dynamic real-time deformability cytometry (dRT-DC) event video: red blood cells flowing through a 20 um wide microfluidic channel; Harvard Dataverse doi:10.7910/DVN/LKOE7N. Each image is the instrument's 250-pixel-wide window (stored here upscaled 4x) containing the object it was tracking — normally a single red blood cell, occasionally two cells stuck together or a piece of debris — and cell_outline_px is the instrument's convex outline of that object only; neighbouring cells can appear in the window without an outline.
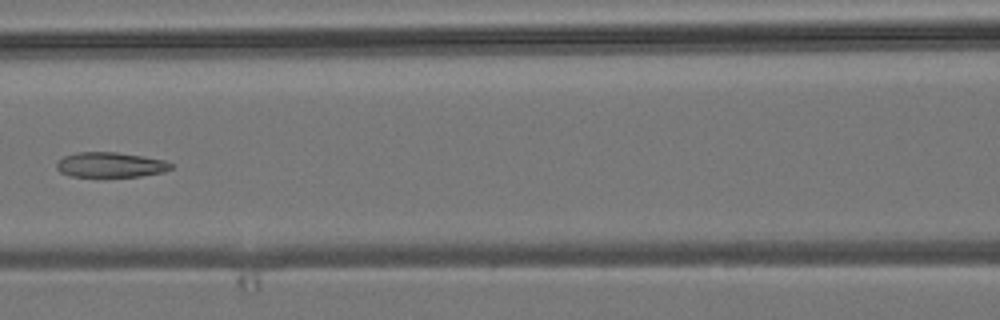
{"species": "common noctule bat (a hibernating species)", "species_latin": "Nyctalus noctula", "temperature_condition": "room temperature", "stored_images_in_passage": 7, "camera_frame_rate_fps": 3000, "um_per_image_px": 0.085, "animal": {"sex": "male", "body_mass_g": 19.2, "forearm_length_mm": 51.8}, "frame": {"image": 1, "passage_image": 6, "time_ms": 6.0, "image_size_px": [1000, 320], "cell_outline_px": [[172, 168], [164, 172], [140, 176], [68, 176], [60, 172], [56, 168], [56, 164], [64, 156], [76, 152], [116, 152], [164, 160], [172, 164]], "centroid_in_image_um": [9.37, 14.01], "position_along_channel_um": 157.2, "area_um2": 16.53}}
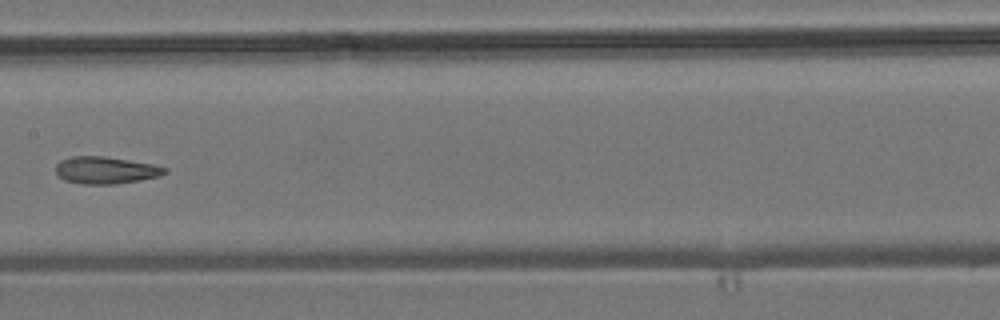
{"frame": {"image": 2, "passage_image": 7, "time_ms": 7.0, "image_size_px": [1000, 320], "cell_outline_px": [[168, 172], [160, 176], [140, 180], [116, 184], [84, 184], [64, 180], [56, 172], [56, 164], [60, 160], [72, 156], [104, 156], [156, 164], [168, 168]], "centroid_in_image_um": [9.03, 14.46], "position_along_channel_um": 198.4, "area_um2": 17.4}}